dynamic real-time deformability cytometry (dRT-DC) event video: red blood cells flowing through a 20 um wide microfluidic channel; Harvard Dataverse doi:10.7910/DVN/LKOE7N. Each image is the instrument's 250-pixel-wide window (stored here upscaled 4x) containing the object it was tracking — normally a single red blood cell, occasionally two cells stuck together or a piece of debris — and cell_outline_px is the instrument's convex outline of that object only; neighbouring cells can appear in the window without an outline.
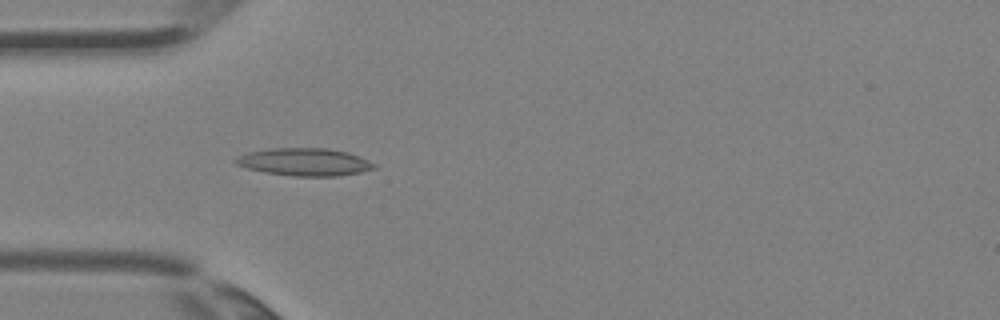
{"species": "Egyptian fruit bat (a non-hibernating species)", "species_latin": "Rousettus aegyptiacus", "temperature_condition": "room temperature", "stored_images_in_passage": 1, "camera_frame_rate_fps": 3000, "um_per_image_px": 0.085, "animal": {"sex": "female"}, "frame": {"image": 1, "passage_image": 1, "time_ms": 0.0, "image_size_px": [1000, 320], "cell_outline_px": [[376, 168], [360, 172], [336, 176], [292, 176], [264, 172], [248, 168], [236, 164], [232, 160], [248, 152], [268, 148], [328, 148], [348, 152], [368, 160], [376, 164]], "centroid_in_image_um": [25.88, 13.76], "position_along_channel_um": 59.1, "area_um2": 22.25}}